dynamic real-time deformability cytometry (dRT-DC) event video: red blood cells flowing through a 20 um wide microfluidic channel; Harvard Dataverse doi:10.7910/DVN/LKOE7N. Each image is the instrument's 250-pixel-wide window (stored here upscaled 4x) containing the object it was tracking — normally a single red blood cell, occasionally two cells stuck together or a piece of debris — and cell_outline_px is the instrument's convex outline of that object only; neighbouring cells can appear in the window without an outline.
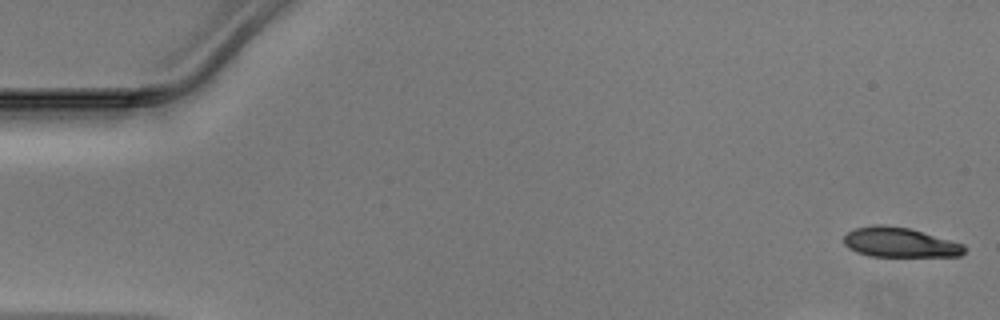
{"species": "Egyptian fruit bat (a non-hibernating species)", "species_latin": "Rousettus aegyptiacus", "temperature_condition": "warm", "stored_images_in_passage": 39, "camera_frame_rate_fps": 3000, "um_per_image_px": 0.085, "animal": {"sex": "male"}, "frame": {"image": 1, "passage_image": 1, "time_ms": 0.0, "image_size_px": [1000, 320], "cell_outline_px": [[964, 252], [960, 256], [868, 256], [856, 252], [848, 248], [844, 244], [844, 236], [848, 232], [856, 228], [872, 224], [884, 224], [908, 228], [964, 244]], "centroid_in_image_um": [76.43, 20.6], "position_along_channel_um": 8.6, "area_um2": 20.81}}